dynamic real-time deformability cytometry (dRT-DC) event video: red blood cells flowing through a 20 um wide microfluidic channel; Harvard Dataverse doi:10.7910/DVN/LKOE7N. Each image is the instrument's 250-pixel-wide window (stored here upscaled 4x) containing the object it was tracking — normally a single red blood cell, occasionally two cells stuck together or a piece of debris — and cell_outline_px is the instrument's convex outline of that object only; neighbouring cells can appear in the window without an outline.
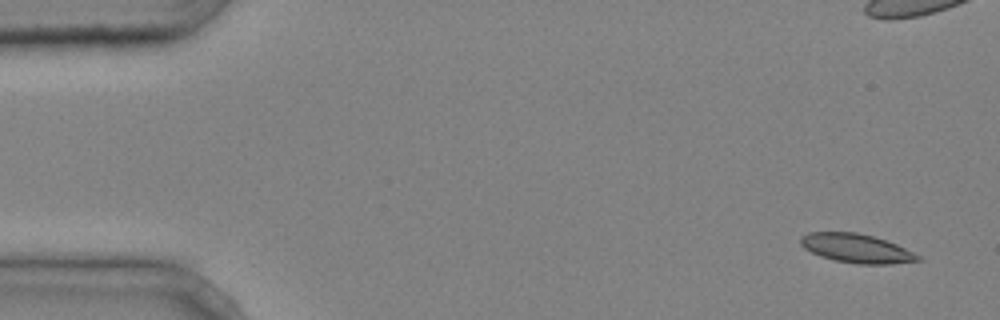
{"species": "common noctule bat (a hibernating species)", "species_latin": "Nyctalus noctula", "temperature_condition": "cold", "stored_images_in_passage": 6, "camera_frame_rate_fps": 3000, "um_per_image_px": 0.085, "animal": {"sex": "male", "body_mass_g": 20.4}, "frame": {"image": 1, "passage_image": 1, "time_ms": 0.0, "image_size_px": [1000, 320], "cell_outline_px": [[924, 260], [892, 264], [856, 264], [836, 260], [820, 256], [804, 248], [800, 244], [800, 236], [808, 232], [856, 232], [872, 236], [896, 244], [920, 256]], "centroid_in_image_um": [72.78, 21.11], "position_along_channel_um": 12.2, "area_um2": 19.71}}